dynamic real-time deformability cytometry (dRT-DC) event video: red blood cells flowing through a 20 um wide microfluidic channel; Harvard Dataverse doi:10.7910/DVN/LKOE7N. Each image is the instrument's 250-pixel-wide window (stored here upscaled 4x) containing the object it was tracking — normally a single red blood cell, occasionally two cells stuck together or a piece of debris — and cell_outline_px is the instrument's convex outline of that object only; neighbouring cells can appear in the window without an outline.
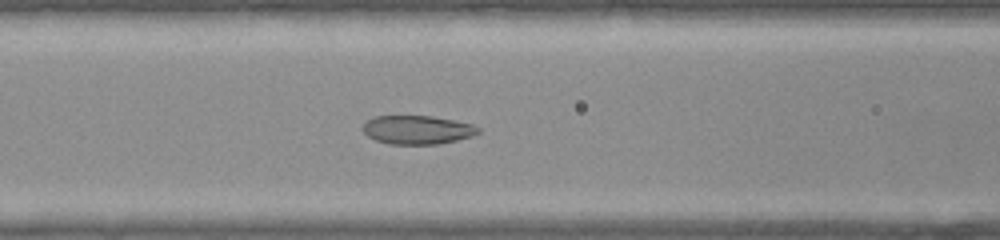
{"species": "common noctule bat (a hibernating species)", "species_latin": "Nyctalus noctula", "temperature_condition": "warm", "stored_images_in_passage": 30, "camera_frame_rate_fps": 3000, "um_per_image_px": 0.085, "animal": {"sex": "female", "body_mass_g": 22.0, "forearm_length_mm": 56.7}, "frame": {"image": 1, "passage_image": 7, "time_ms": 2.0, "image_size_px": [1000, 240], "cell_outline_px": [[480, 132], [472, 136], [440, 144], [388, 144], [376, 140], [368, 136], [364, 132], [364, 124], [372, 116], [432, 116], [472, 124], [480, 128]], "centroid_in_image_um": [35.48, 11.04], "position_along_channel_um": 131.1, "area_um2": 19.19}}
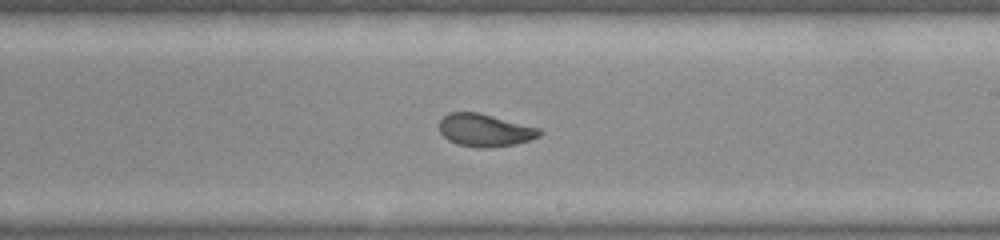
{"frame": {"image": 2, "passage_image": 14, "time_ms": 4.333, "image_size_px": [1000, 240], "cell_outline_px": [[544, 132], [540, 136], [516, 144], [488, 148], [476, 148], [456, 144], [448, 140], [440, 132], [440, 120], [448, 112], [480, 112], [540, 128]], "centroid_in_image_um": [41.23, 11.07], "position_along_channel_um": 247.8, "area_um2": 19.31}}
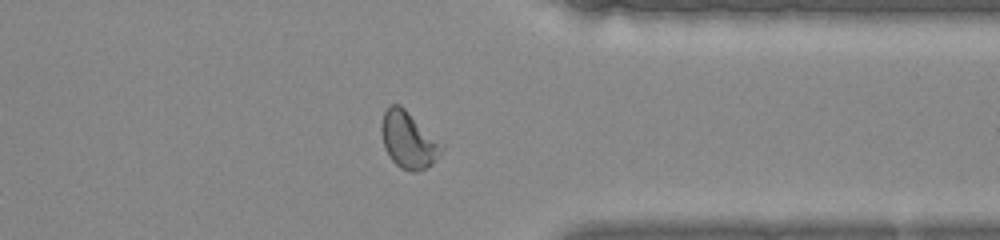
{"frame": {"image": 3, "passage_image": 22, "time_ms": 7.0, "image_size_px": [1000, 240], "cell_outline_px": [[444, 148], [432, 164], [420, 172], [412, 172], [400, 168], [388, 156], [384, 148], [380, 128], [380, 124], [384, 112], [392, 104], [400, 104], [444, 144]], "centroid_in_image_um": [34.71, 11.91], "position_along_channel_um": 376.7, "area_um2": 20.11}}